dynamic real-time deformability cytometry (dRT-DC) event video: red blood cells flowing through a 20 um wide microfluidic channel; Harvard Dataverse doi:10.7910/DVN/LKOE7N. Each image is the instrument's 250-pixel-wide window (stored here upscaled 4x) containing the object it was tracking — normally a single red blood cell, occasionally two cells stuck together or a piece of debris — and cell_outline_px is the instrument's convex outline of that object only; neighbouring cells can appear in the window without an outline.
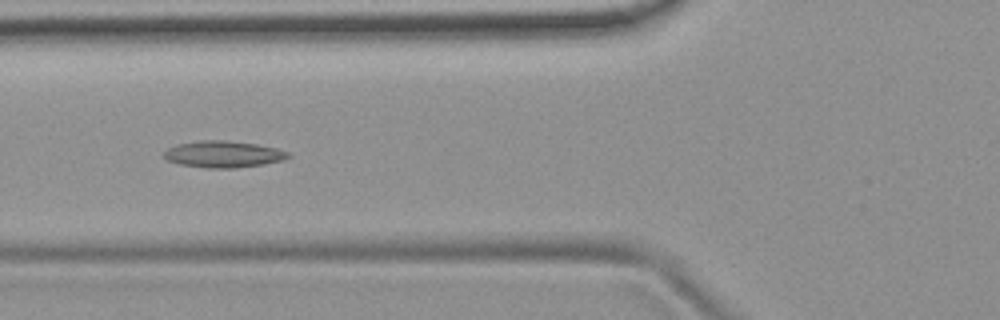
{"species": "common noctule bat (a hibernating species)", "species_latin": "Nyctalus noctula", "temperature_condition": "room temperature", "stored_images_in_passage": 8, "camera_frame_rate_fps": 3000, "um_per_image_px": 0.085, "animal": {"sex": "female", "body_mass_g": 19.9}, "frame": {"image": 1, "passage_image": 6, "time_ms": 1.667, "image_size_px": [1000, 320], "cell_outline_px": [[292, 156], [284, 160], [264, 164], [236, 168], [208, 168], [180, 164], [168, 160], [164, 156], [164, 152], [168, 148], [176, 144], [200, 140], [224, 140], [256, 144], [276, 148], [288, 152]], "centroid_in_image_um": [19.0, 13.11], "position_along_channel_um": 106.8, "area_um2": 19.25}}
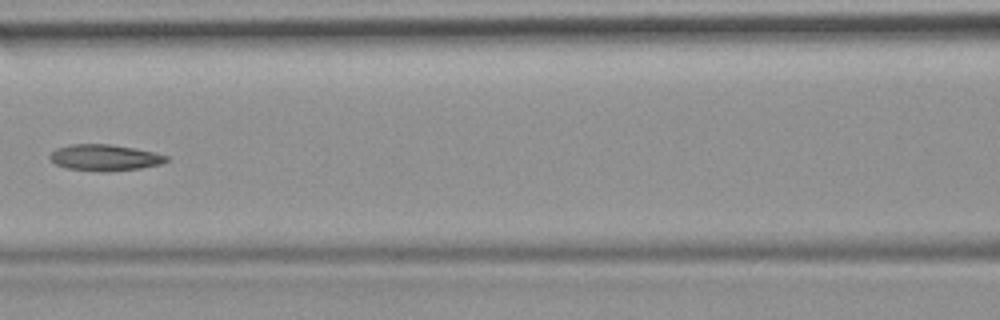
{"frame": {"image": 2, "passage_image": 7, "time_ms": 2.0, "image_size_px": [1000, 320], "cell_outline_px": [[168, 160], [160, 164], [140, 168], [104, 172], [100, 172], [68, 168], [56, 164], [48, 156], [56, 148], [68, 144], [112, 144], [152, 152], [168, 156]], "centroid_in_image_um": [8.87, 13.39], "position_along_channel_um": 157.7, "area_um2": 17.69}}
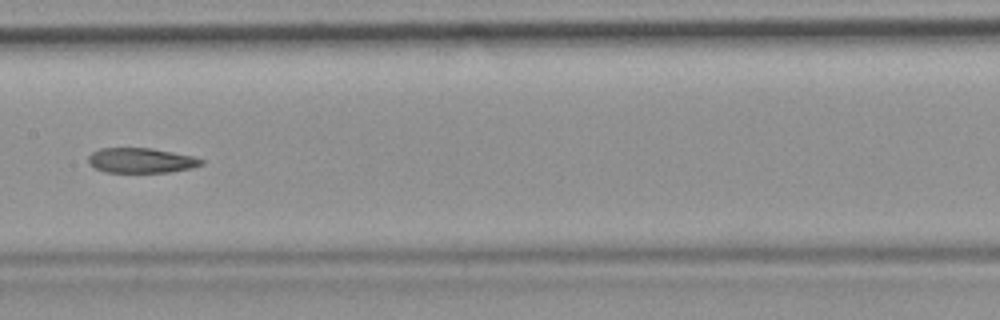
{"frame": {"image": 3, "passage_image": 8, "time_ms": 2.333, "image_size_px": [1000, 320], "cell_outline_px": [[204, 164], [192, 168], [168, 172], [104, 172], [88, 164], [88, 156], [92, 152], [100, 148], [152, 148], [192, 156], [204, 160]], "centroid_in_image_um": [11.98, 13.64], "position_along_channel_um": 195.4, "area_um2": 16.47}}